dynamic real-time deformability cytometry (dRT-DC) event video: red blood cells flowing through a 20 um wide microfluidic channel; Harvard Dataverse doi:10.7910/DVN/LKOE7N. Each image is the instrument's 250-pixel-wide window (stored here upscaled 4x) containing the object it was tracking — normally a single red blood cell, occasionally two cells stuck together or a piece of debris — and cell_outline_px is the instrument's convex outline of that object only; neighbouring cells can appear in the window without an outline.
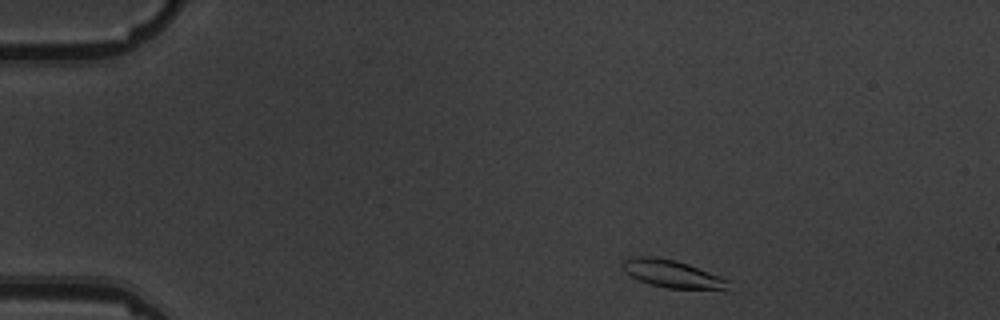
{"species": "common noctule bat (a hibernating species)", "species_latin": "Nyctalus noctula", "temperature_condition": "warm", "stored_images_in_passage": 5, "camera_frame_rate_fps": 3000, "um_per_image_px": 0.085, "animal": {"sex": "male", "body_mass_g": 19.5, "forearm_length_mm": 54.6}, "frame": {"image": 1, "passage_image": 1, "time_ms": 0.0, "image_size_px": [1000, 320], "cell_outline_px": [[732, 292], [668, 288], [652, 284], [640, 280], [624, 272], [620, 264], [624, 260], [632, 256], [652, 256], [672, 260], [688, 264], [728, 280]], "centroid_in_image_um": [57.22, 23.32], "position_along_channel_um": 27.8, "area_um2": 17.34}}
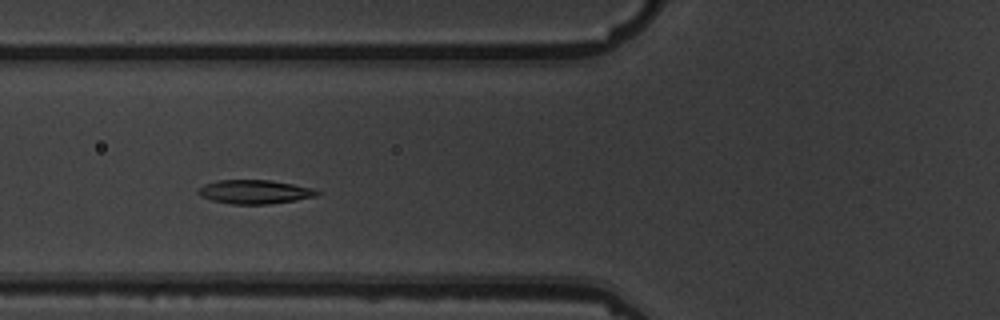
{"frame": {"image": 2, "passage_image": 4, "time_ms": 4.333, "image_size_px": [1000, 320], "cell_outline_px": [[320, 192], [316, 196], [296, 200], [268, 204], [232, 204], [212, 200], [200, 196], [196, 192], [204, 184], [216, 180], [268, 180], [292, 184], [312, 188]], "centroid_in_image_um": [21.61, 16.3], "position_along_channel_um": 104.2, "area_um2": 16.42}}
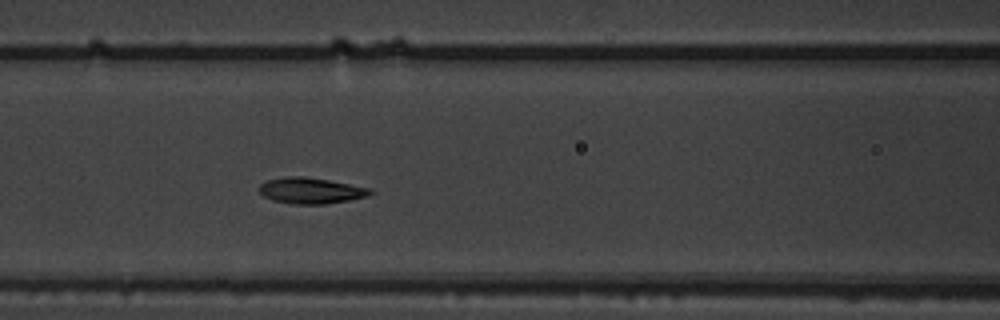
{"frame": {"image": 3, "passage_image": 5, "time_ms": 5.333, "image_size_px": [1000, 320], "cell_outline_px": [[376, 192], [368, 196], [348, 200], [324, 204], [292, 204], [272, 200], [264, 196], [256, 188], [260, 184], [268, 180], [284, 176], [304, 176], [328, 180], [372, 188]], "centroid_in_image_um": [26.42, 16.2], "position_along_channel_um": 140.2, "area_um2": 16.99}}